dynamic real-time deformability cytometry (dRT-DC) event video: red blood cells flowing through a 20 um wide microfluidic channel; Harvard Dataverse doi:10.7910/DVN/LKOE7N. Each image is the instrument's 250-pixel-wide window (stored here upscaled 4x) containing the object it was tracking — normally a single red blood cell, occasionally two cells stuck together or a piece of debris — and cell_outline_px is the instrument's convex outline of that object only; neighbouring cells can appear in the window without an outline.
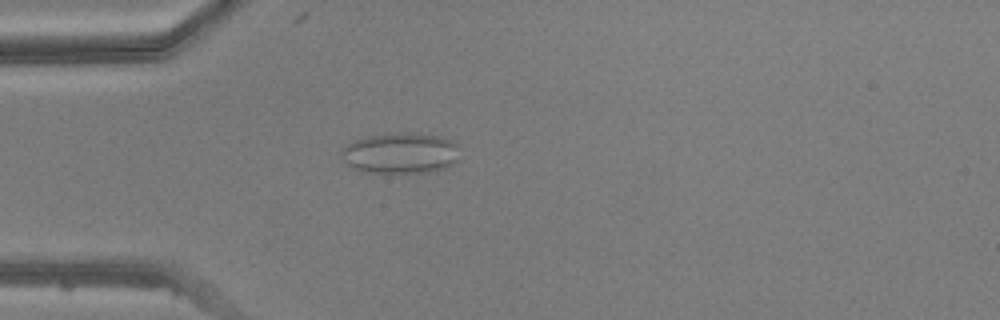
{"species": "common noctule bat (a hibernating species)", "species_latin": "Nyctalus noctula", "temperature_condition": "warm", "stored_images_in_passage": 49, "camera_frame_rate_fps": 3000, "um_per_image_px": 0.085, "animal": {"sex": "male", "body_mass_g": 20.5, "forearm_length_mm": 52.5}, "frame": {"image": 1, "passage_image": 14, "time_ms": 4.333, "image_size_px": [1000, 320], "cell_outline_px": [[456, 160], [452, 164], [444, 168], [428, 172], [364, 172], [352, 168], [340, 156], [340, 148], [352, 140], [368, 136], [440, 136], [452, 140], [456, 144]], "centroid_in_image_um": [33.95, 13.07], "position_along_channel_um": 51.1, "area_um2": 26.99}}
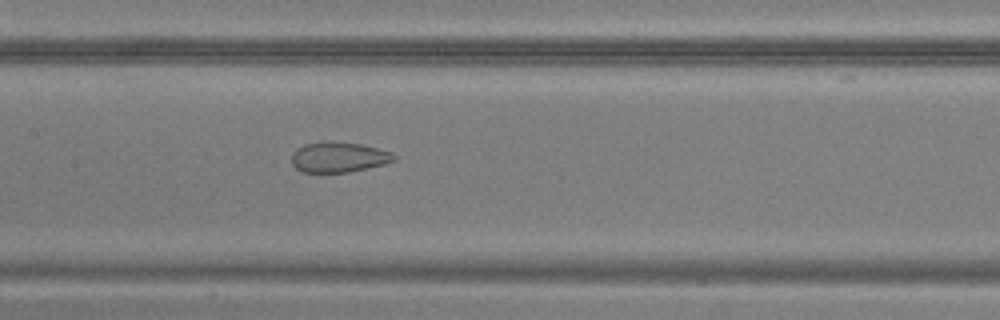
{"frame": {"image": 2, "passage_image": 24, "time_ms": 7.667, "image_size_px": [1000, 320], "cell_outline_px": [[396, 160], [384, 164], [348, 172], [304, 172], [296, 168], [292, 164], [292, 152], [296, 148], [304, 144], [360, 144], [392, 152], [396, 156]], "centroid_in_image_um": [28.8, 13.4], "position_along_channel_um": 178.6, "area_um2": 17.34}}
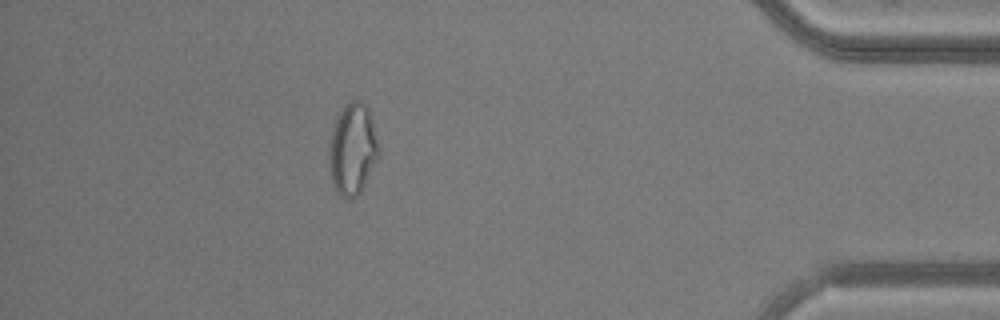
{"frame": {"image": 3, "passage_image": 44, "time_ms": 14.333, "image_size_px": [1000, 320], "cell_outline_px": [[380, 156], [360, 192], [356, 196], [340, 196], [336, 192], [332, 184], [328, 156], [328, 148], [336, 116], [344, 104], [352, 100], [360, 100], [368, 108], [380, 148]], "centroid_in_image_um": [29.96, 12.65], "position_along_channel_um": 405.2, "area_um2": 26.59}}